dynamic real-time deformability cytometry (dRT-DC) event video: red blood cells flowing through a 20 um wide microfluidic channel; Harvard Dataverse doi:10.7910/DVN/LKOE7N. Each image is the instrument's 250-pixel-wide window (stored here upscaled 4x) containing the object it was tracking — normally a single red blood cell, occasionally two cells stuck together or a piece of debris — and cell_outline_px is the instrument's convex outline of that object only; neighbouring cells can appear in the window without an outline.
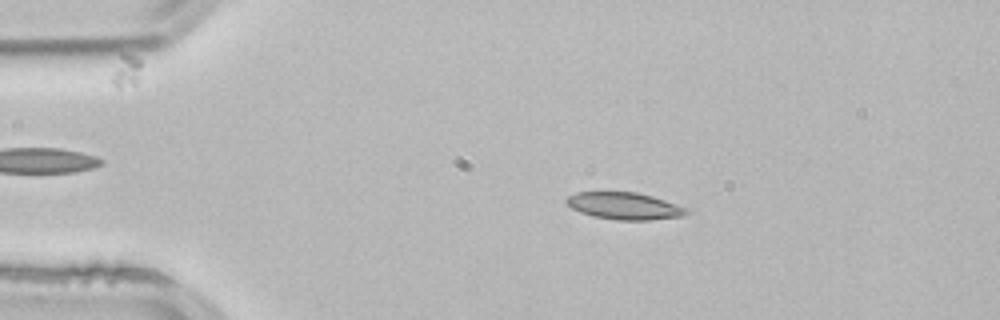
{"species": "common noctule bat (a hibernating species)", "species_latin": "Nyctalus noctula", "temperature_condition": "room temperature", "stored_images_in_passage": 3, "segment_of_instrument_passage": [1, 2], "camera_frame_rate_fps": 3000, "um_per_image_px": 0.085, "animal": {"sex": "male", "body_mass_g": 21.5, "forearm_length_mm": 52.0}, "frame": {"image": 1, "passage_image": 1, "time_ms": 0.0, "image_size_px": [1000, 320], "cell_outline_px": [[692, 212], [684, 216], [648, 220], [616, 220], [592, 216], [580, 212], [572, 208], [564, 200], [568, 196], [576, 192], [636, 192], [652, 196], [692, 208]], "centroid_in_image_um": [53.15, 17.51], "position_along_channel_um": 31.8, "area_um2": 19.25}}